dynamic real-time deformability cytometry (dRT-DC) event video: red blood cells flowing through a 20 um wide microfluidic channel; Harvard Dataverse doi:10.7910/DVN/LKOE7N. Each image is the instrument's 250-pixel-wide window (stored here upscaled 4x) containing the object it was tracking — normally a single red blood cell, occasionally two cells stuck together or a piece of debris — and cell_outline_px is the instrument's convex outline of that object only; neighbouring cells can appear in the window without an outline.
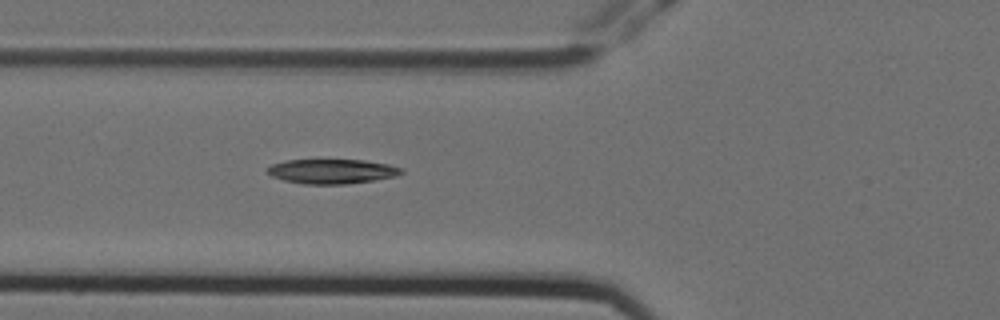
{"species": "Egyptian fruit bat (a non-hibernating species)", "species_latin": "Rousettus aegyptiacus", "temperature_condition": "cold", "stored_images_in_passage": 5, "camera_frame_rate_fps": 3000, "um_per_image_px": 0.085, "animal": {"sex": "female"}, "frame": {"image": 1, "passage_image": 5, "time_ms": 1.333, "image_size_px": [1000, 320], "cell_outline_px": [[404, 172], [396, 176], [348, 184], [304, 184], [284, 180], [272, 176], [264, 172], [272, 164], [288, 160], [364, 160], [388, 164], [404, 168]], "centroid_in_image_um": [28.22, 14.56], "position_along_channel_um": 97.6, "area_um2": 19.19}}